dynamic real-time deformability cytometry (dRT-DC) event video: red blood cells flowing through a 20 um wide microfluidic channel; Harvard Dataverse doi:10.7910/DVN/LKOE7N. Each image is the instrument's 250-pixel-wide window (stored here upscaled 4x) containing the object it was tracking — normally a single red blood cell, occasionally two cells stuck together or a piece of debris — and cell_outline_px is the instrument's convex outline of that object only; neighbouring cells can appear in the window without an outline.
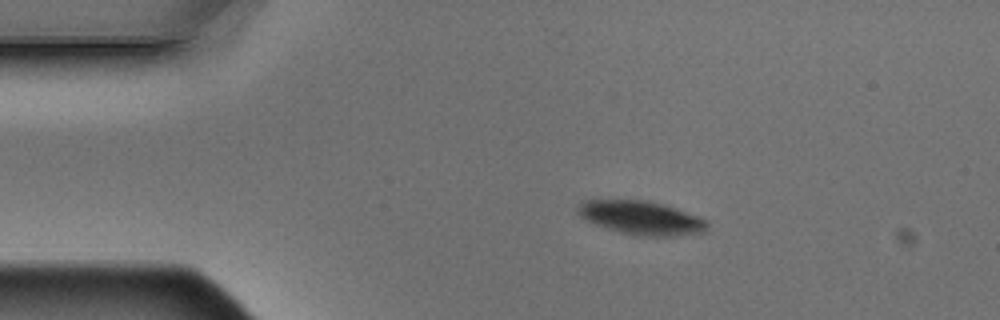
{"species": "Egyptian fruit bat (a non-hibernating species)", "species_latin": "Rousettus aegyptiacus", "temperature_condition": "warm", "stored_images_in_passage": 5, "camera_frame_rate_fps": 3000, "um_per_image_px": 0.085, "animal": {"sex": "male"}, "frame": {"image": 1, "passage_image": 2, "time_ms": 0.333, "image_size_px": [1000, 320], "cell_outline_px": [[708, 224], [704, 232], [680, 236], [636, 236], [620, 232], [596, 224], [580, 216], [576, 212], [576, 208], [584, 200], [644, 200], [676, 208], [708, 220]], "centroid_in_image_um": [54.52, 18.52], "position_along_channel_um": 30.5, "area_um2": 25.26}}
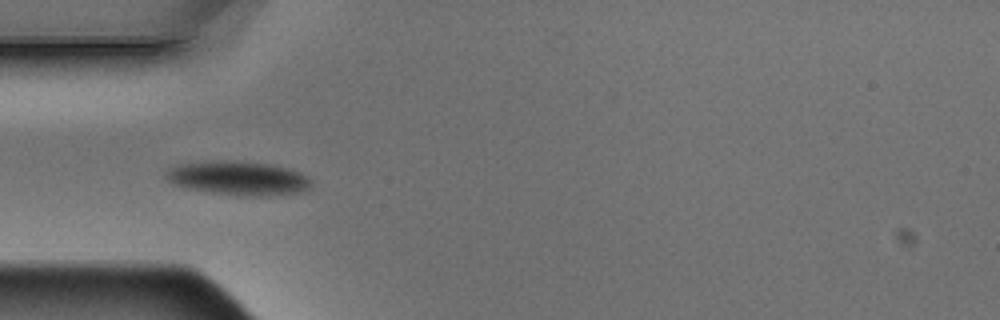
{"frame": {"image": 2, "passage_image": 4, "time_ms": 1.0, "image_size_px": [1000, 320], "cell_outline_px": [[312, 188], [300, 192], [276, 196], [236, 196], [188, 188], [172, 184], [164, 176], [164, 172], [168, 168], [180, 164], [204, 160], [228, 160], [272, 164], [288, 168], [300, 172], [308, 176], [312, 180]], "centroid_in_image_um": [20.27, 15.14], "position_along_channel_um": 64.7, "area_um2": 29.48}}
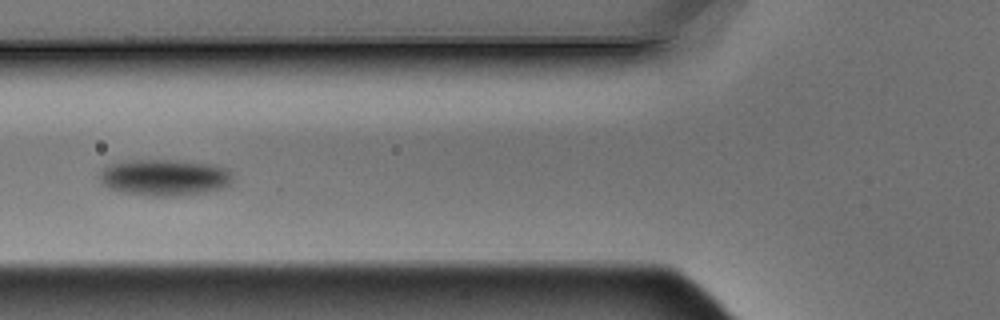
{"frame": {"image": 3, "passage_image": 5, "time_ms": 1.333, "image_size_px": [1000, 320], "cell_outline_px": [[232, 184], [224, 188], [204, 192], [176, 196], [152, 196], [120, 192], [108, 188], [100, 184], [100, 172], [108, 164], [132, 160], [176, 160], [212, 164], [228, 168], [232, 180]], "centroid_in_image_um": [13.97, 15.09], "position_along_channel_um": 111.8, "area_um2": 28.5}}